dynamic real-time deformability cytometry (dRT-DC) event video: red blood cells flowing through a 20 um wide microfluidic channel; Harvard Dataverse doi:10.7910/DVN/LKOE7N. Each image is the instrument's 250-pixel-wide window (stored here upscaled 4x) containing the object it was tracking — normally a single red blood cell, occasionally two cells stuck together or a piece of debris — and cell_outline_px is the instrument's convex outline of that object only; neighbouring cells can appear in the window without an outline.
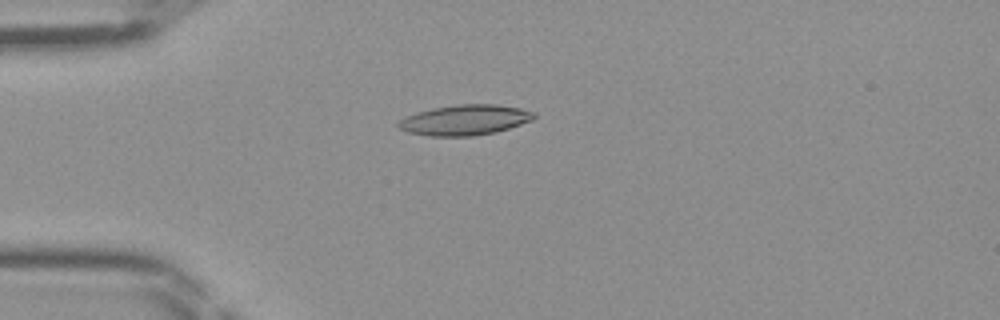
{"species": "Egyptian fruit bat (a non-hibernating species)", "species_latin": "Rousettus aegyptiacus", "temperature_condition": "room temperature", "stored_images_in_passage": 46, "camera_frame_rate_fps": 3000, "um_per_image_px": 0.085, "frame": {"image": 1, "passage_image": 12, "time_ms": 3.667, "image_size_px": [1000, 320], "cell_outline_px": [[536, 116], [532, 120], [496, 132], [476, 136], [428, 136], [408, 132], [400, 128], [396, 124], [404, 116], [416, 112], [432, 108], [456, 104], [496, 104], [520, 108], [536, 112]], "centroid_in_image_um": [39.5, 10.19], "position_along_channel_um": 45.5, "area_um2": 24.16}}
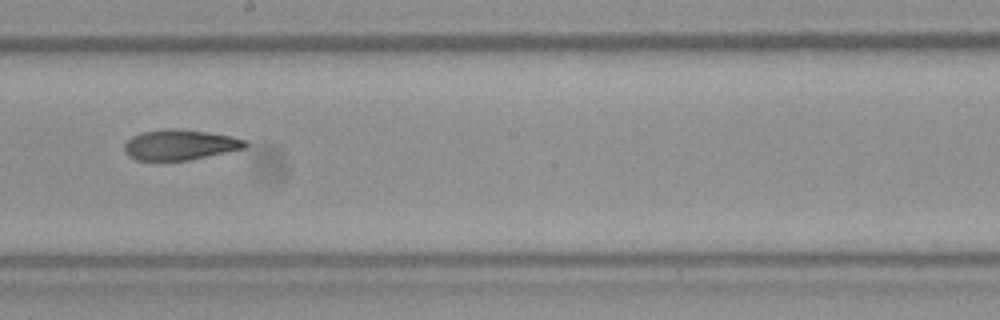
{"frame": {"image": 2, "passage_image": 26, "time_ms": 8.333, "image_size_px": [1000, 320], "cell_outline_px": [[248, 144], [244, 148], [188, 160], [136, 160], [128, 156], [124, 152], [124, 144], [132, 136], [140, 132], [168, 128], [176, 128], [208, 132], [232, 136], [244, 140]], "centroid_in_image_um": [15.24, 12.29], "position_along_channel_um": 233.0, "area_um2": 21.33}}
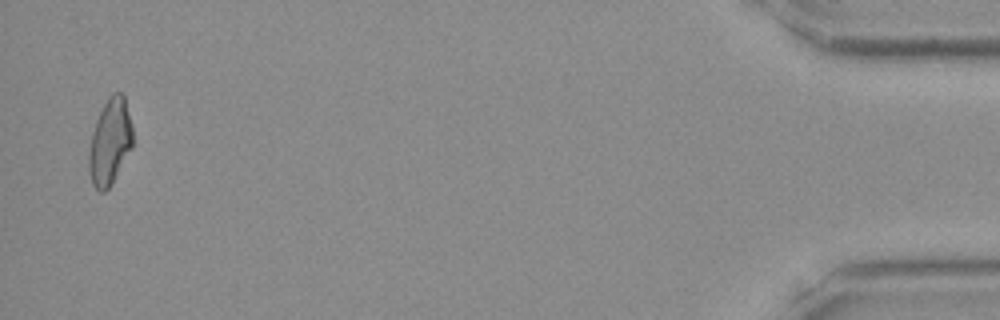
{"frame": {"image": 3, "passage_image": 45, "time_ms": 14.667, "image_size_px": [1000, 320], "cell_outline_px": [[132, 148], [108, 188], [104, 192], [100, 192], [92, 184], [88, 172], [88, 152], [92, 132], [96, 120], [108, 96], [112, 92], [124, 92], [132, 124]], "centroid_in_image_um": [9.34, 12.02], "position_along_channel_um": 425.9, "area_um2": 22.14}}